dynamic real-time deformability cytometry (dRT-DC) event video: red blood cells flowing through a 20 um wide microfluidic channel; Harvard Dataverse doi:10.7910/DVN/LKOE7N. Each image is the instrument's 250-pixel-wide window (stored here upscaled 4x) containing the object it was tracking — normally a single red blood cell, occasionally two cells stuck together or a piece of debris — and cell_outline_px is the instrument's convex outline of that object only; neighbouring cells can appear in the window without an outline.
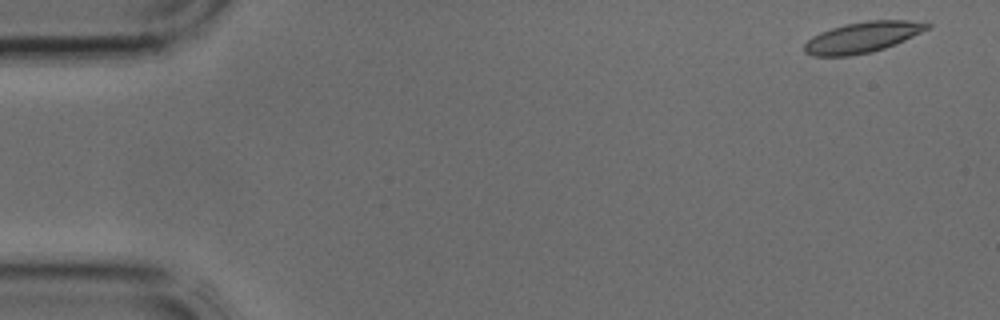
{"species": "common noctule bat (a hibernating species)", "species_latin": "Nyctalus noctula", "temperature_condition": "cold", "stored_images_in_passage": 4, "camera_frame_rate_fps": 3000, "um_per_image_px": 0.085, "animal": {"sex": "male", "body_mass_g": 17.9, "forearm_length_mm": 54.2}, "frame": {"image": 1, "passage_image": 1, "time_ms": 0.0, "image_size_px": [1000, 320], "cell_outline_px": [[932, 28], [904, 40], [884, 48], [872, 52], [848, 56], [812, 56], [804, 52], [804, 44], [812, 36], [820, 32], [844, 24], [868, 20], [908, 20], [932, 24]], "centroid_in_image_um": [73.31, 3.16], "position_along_channel_um": 11.7, "area_um2": 22.08}}
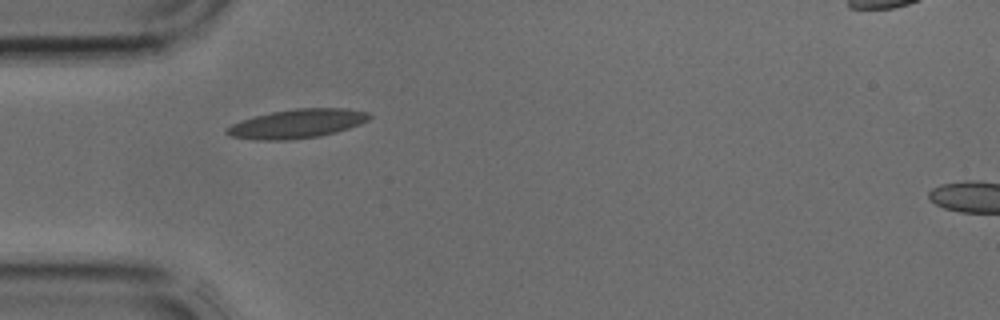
{"frame": {"image": 2, "passage_image": 4, "time_ms": 1.0, "image_size_px": [1000, 320], "cell_outline_px": [[372, 116], [368, 120], [360, 124], [336, 132], [320, 136], [288, 140], [256, 140], [228, 136], [224, 132], [224, 128], [232, 124], [252, 116], [272, 112], [296, 108], [344, 108], [368, 112]], "centroid_in_image_um": [25.21, 10.52], "position_along_channel_um": 59.8, "area_um2": 24.22}}